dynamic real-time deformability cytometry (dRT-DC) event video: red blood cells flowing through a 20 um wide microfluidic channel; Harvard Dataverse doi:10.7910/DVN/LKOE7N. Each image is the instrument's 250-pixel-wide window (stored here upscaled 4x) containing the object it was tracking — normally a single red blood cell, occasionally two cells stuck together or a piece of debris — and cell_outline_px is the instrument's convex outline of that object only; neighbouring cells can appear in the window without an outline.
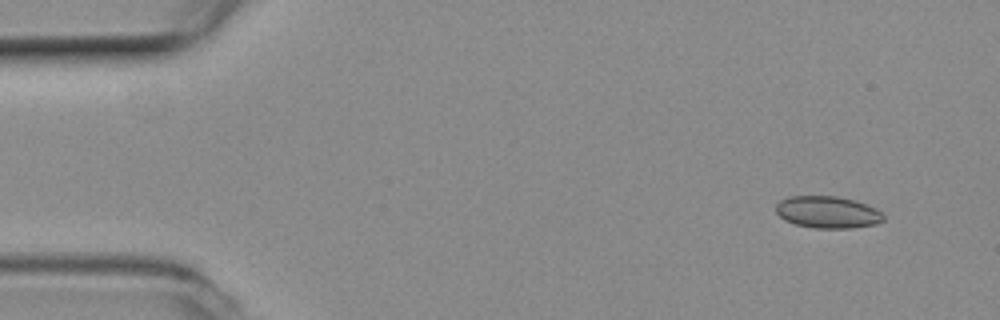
{"species": "common noctule bat (a hibernating species)", "species_latin": "Nyctalus noctula", "temperature_condition": "room temperature", "stored_images_in_passage": 2, "camera_frame_rate_fps": 3000, "um_per_image_px": 0.085, "animal": {"sex": "female", "body_mass_g": 19.3, "forearm_length_mm": 54.1}, "frame": {"image": 1, "passage_image": 1, "time_ms": 0.0, "image_size_px": [1000, 320], "cell_outline_px": [[884, 220], [876, 224], [852, 228], [812, 228], [796, 224], [784, 220], [776, 212], [776, 204], [780, 200], [788, 196], [836, 196], [856, 200], [876, 208], [884, 216]], "centroid_in_image_um": [70.34, 18.03], "position_along_channel_um": 14.7, "area_um2": 20.17}}